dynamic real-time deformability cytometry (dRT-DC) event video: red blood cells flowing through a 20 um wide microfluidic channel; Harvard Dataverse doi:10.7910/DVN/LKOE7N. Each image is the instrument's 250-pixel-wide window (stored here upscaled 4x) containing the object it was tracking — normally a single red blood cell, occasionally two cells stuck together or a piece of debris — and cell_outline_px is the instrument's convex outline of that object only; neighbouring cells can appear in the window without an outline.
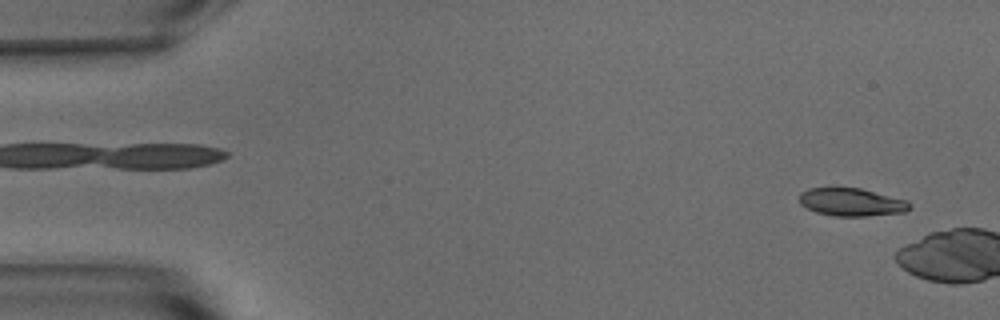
{"species": "common noctule bat (a hibernating species)", "species_latin": "Nyctalus noctula", "temperature_condition": "warm", "stored_images_in_passage": 6, "camera_frame_rate_fps": 3000, "um_per_image_px": 0.085, "animal": {"sex": "male", "body_mass_g": 15.6}, "frame": {"image": 1, "passage_image": 3, "time_ms": 0.667, "image_size_px": [1000, 320], "cell_outline_px": [[912, 208], [904, 212], [868, 216], [832, 216], [816, 212], [800, 204], [800, 192], [808, 188], [860, 188], [908, 200], [912, 204]], "centroid_in_image_um": [72.41, 17.18], "position_along_channel_um": 12.6, "area_um2": 18.03}}